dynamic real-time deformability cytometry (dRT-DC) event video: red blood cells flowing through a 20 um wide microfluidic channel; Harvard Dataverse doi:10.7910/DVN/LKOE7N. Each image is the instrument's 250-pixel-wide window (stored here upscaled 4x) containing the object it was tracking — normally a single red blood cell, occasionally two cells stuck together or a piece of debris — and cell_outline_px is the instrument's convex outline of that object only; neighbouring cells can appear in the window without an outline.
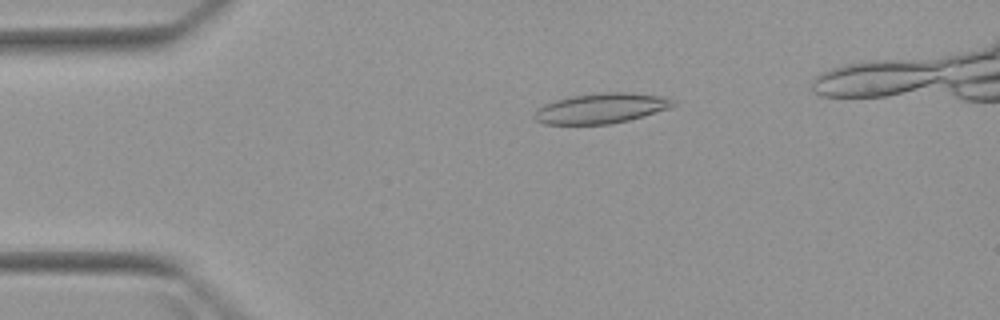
{"species": "Egyptian fruit bat (a non-hibernating species)", "species_latin": "Rousettus aegyptiacus", "temperature_condition": "warm", "stored_images_in_passage": 5, "camera_frame_rate_fps": 3000, "um_per_image_px": 0.085, "animal": {"sex": "female"}, "frame": {"image": 1, "passage_image": 3, "time_ms": 3.0, "image_size_px": [1000, 320], "cell_outline_px": [[676, 104], [668, 108], [644, 116], [612, 124], [544, 124], [536, 120], [532, 116], [536, 108], [544, 104], [556, 100], [572, 96], [600, 92], [628, 92], [660, 96], [672, 100]], "centroid_in_image_um": [51.04, 9.21], "position_along_channel_um": 34.0, "area_um2": 24.33}}